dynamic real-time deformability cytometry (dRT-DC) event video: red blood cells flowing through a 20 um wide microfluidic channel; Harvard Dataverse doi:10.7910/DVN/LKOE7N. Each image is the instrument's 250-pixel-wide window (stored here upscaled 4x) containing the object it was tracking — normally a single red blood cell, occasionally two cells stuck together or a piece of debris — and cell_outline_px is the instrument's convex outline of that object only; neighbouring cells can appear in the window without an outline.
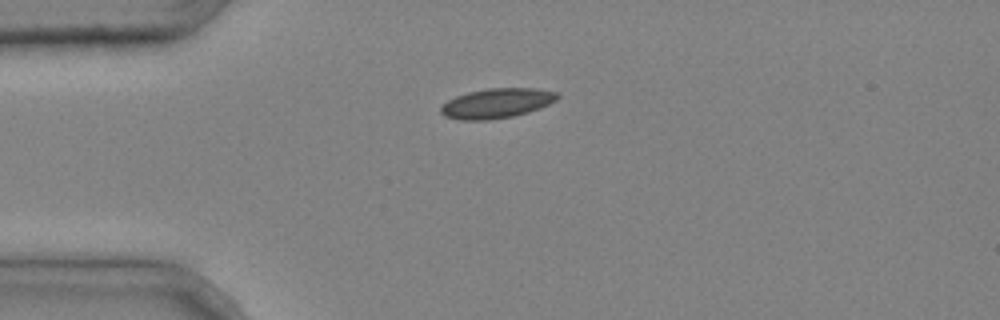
{"species": "common noctule bat (a hibernating species)", "species_latin": "Nyctalus noctula", "temperature_condition": "cold", "stored_images_in_passage": 3, "camera_frame_rate_fps": 3000, "um_per_image_px": 0.085, "animal": {"sex": "male", "body_mass_g": 20.4}, "frame": {"image": 1, "passage_image": 1, "time_ms": 0.0, "image_size_px": [1000, 320], "cell_outline_px": [[560, 96], [556, 100], [540, 108], [528, 112], [512, 116], [488, 120], [460, 120], [444, 116], [440, 112], [440, 108], [448, 100], [456, 96], [468, 92], [488, 88], [536, 88], [556, 92]], "centroid_in_image_um": [42.21, 8.77], "position_along_channel_um": 42.8, "area_um2": 20.17}}